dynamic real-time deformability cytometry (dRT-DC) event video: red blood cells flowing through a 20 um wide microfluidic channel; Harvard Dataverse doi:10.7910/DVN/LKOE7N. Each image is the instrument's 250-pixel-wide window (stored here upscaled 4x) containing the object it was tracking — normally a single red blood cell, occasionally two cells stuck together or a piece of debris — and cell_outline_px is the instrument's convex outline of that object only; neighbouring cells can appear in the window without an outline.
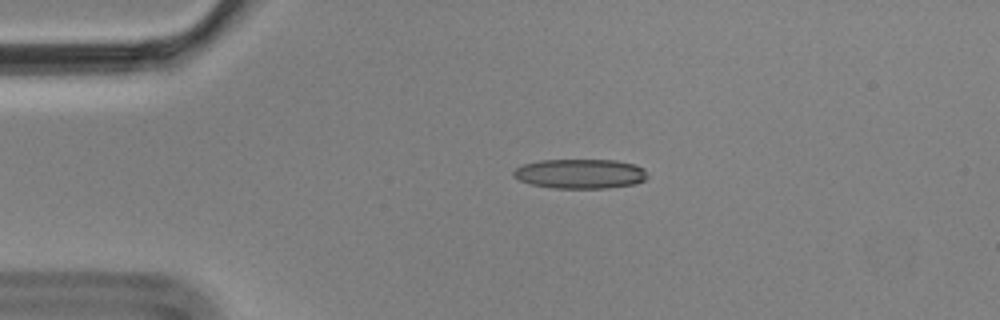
{"species": "Egyptian fruit bat (a non-hibernating species)", "species_latin": "Rousettus aegyptiacus", "temperature_condition": "cold", "stored_images_in_passage": 4, "camera_frame_rate_fps": 3000, "um_per_image_px": 0.085, "animal": {"sex": "male"}, "frame": {"image": 1, "passage_image": 3, "time_ms": 0.667, "image_size_px": [1000, 320], "cell_outline_px": [[648, 176], [644, 180], [636, 184], [608, 188], [552, 188], [532, 184], [520, 180], [512, 176], [512, 172], [516, 168], [524, 164], [540, 160], [616, 160], [636, 164], [644, 168]], "centroid_in_image_um": [49.34, 14.77], "position_along_channel_um": 35.7, "area_um2": 23.24}}